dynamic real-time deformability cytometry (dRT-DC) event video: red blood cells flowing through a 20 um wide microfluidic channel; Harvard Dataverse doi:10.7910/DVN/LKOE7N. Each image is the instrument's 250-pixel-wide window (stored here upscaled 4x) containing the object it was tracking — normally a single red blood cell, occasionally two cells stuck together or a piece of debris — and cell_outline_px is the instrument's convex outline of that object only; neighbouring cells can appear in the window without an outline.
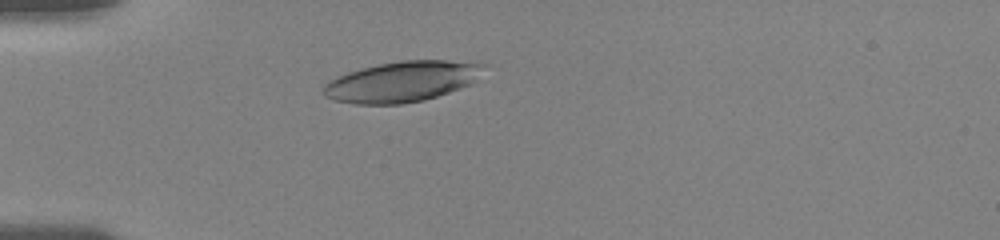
{"species": "human", "species_latin": "Homo sapiens", "temperature_condition": "room temperature", "stored_images_in_passage": 73, "camera_frame_rate_fps": 3000, "um_per_image_px": 0.085, "donor": {"sex": "female"}, "frame": {"image": 1, "passage_image": 1, "time_ms": 0.0, "image_size_px": [1000, 240], "cell_outline_px": [[488, 64], [472, 84], [424, 100], [400, 104], [356, 104], [336, 100], [324, 96], [324, 84], [328, 80], [336, 76], [348, 72], [380, 64], [400, 60], [448, 60]], "centroid_in_image_um": [34.18, 6.93], "position_along_channel_um": 50.8, "area_um2": 37.74}}
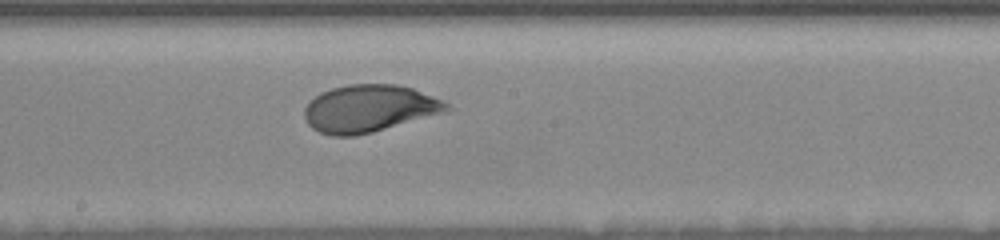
{"frame": {"image": 2, "passage_image": 34, "time_ms": 5.0, "image_size_px": [1000, 240], "cell_outline_px": [[452, 108], [440, 112], [372, 132], [356, 136], [332, 136], [320, 132], [312, 128], [308, 124], [304, 116], [304, 108], [320, 92], [332, 88], [348, 84], [396, 84], [412, 88], [432, 96], [448, 104]], "centroid_in_image_um": [31.3, 9.22], "position_along_channel_um": 216.9, "area_um2": 38.49}}
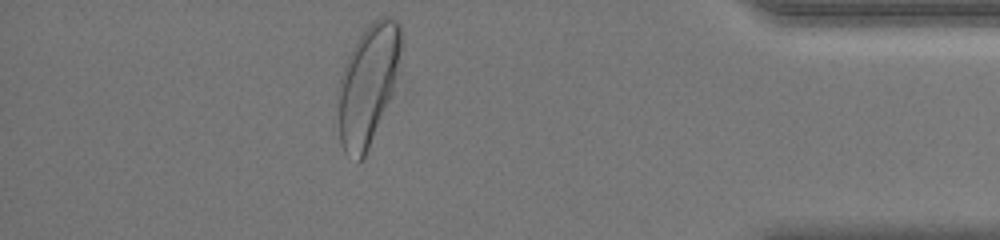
{"frame": {"image": 3, "passage_image": 63, "time_ms": 11.0, "image_size_px": [1000, 240], "cell_outline_px": [[400, 52], [392, 96], [364, 160], [356, 164], [344, 152], [340, 144], [336, 92], [340, 76], [344, 64], [356, 40], [368, 24], [372, 20], [384, 16], [388, 16], [396, 20], [400, 24]], "centroid_in_image_um": [31.23, 7.27], "position_along_channel_um": 404.0, "area_um2": 44.85}, "authors_computed_cell_mechanics": {"area_um2": 38.8416, "velocity_mm_per_s": 3.6677, "shape_relaxation_time_tau1_ms": 2.8099, "shape_relaxation_time_tau2_ms": 0.8054, "deformation_change_tau1": 0.162, "deformation_change_tau2": 0.056}}